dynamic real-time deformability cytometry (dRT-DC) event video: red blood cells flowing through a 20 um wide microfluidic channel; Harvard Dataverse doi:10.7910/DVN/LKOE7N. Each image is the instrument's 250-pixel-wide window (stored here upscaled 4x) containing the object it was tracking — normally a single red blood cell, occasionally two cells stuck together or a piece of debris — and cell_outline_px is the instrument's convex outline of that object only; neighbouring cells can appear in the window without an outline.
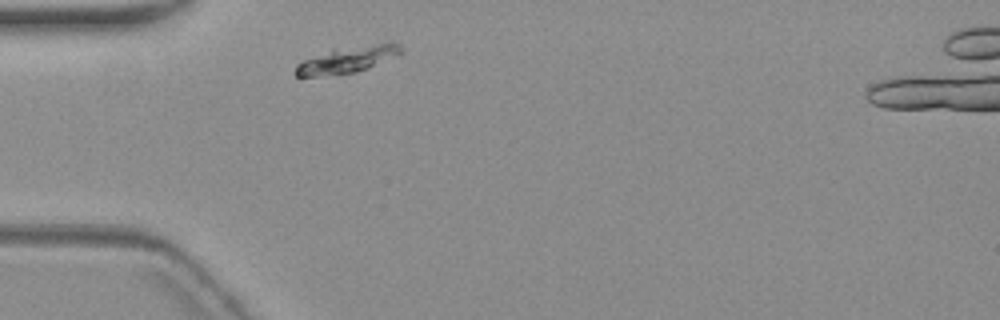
{"species": "common noctule bat (a hibernating species)", "species_latin": "Nyctalus noctula", "temperature_condition": "warm", "stored_images_in_passage": 1, "camera_frame_rate_fps": 3000, "um_per_image_px": 0.085, "animal": {"sex": "female", "body_mass_g": 19.3, "forearm_length_mm": 54.1}, "frame": {"image": 1, "passage_image": 1, "time_ms": 0.0, "image_size_px": [1000, 320], "cell_outline_px": [[404, 52], [368, 68], [356, 72], [316, 76], [296, 76], [296, 64], [304, 60], [332, 48], [388, 40], [400, 44], [404, 48]], "centroid_in_image_um": [29.63, 5.0], "position_along_channel_um": 55.4, "area_um2": 16.76}}